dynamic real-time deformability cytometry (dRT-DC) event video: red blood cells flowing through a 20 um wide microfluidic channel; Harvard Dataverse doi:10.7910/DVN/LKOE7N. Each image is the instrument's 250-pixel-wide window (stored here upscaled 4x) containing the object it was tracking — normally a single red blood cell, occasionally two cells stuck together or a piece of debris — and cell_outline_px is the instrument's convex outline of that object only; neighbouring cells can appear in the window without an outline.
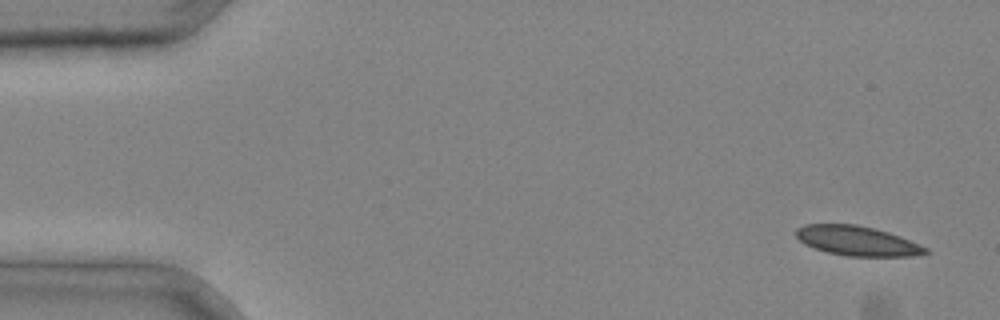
{"species": "common noctule bat (a hibernating species)", "species_latin": "Nyctalus noctula", "temperature_condition": "cold", "stored_images_in_passage": 5, "camera_frame_rate_fps": 3000, "um_per_image_px": 0.085, "animal": {"sex": "male", "body_mass_g": 20.4}, "frame": {"image": 1, "passage_image": 1, "time_ms": 0.0, "image_size_px": [1000, 320], "cell_outline_px": [[932, 252], [912, 256], [848, 256], [828, 252], [804, 244], [796, 236], [796, 228], [804, 224], [856, 224], [888, 232], [900, 236], [928, 248]], "centroid_in_image_um": [72.87, 20.47], "position_along_channel_um": 12.1, "area_um2": 22.25}}